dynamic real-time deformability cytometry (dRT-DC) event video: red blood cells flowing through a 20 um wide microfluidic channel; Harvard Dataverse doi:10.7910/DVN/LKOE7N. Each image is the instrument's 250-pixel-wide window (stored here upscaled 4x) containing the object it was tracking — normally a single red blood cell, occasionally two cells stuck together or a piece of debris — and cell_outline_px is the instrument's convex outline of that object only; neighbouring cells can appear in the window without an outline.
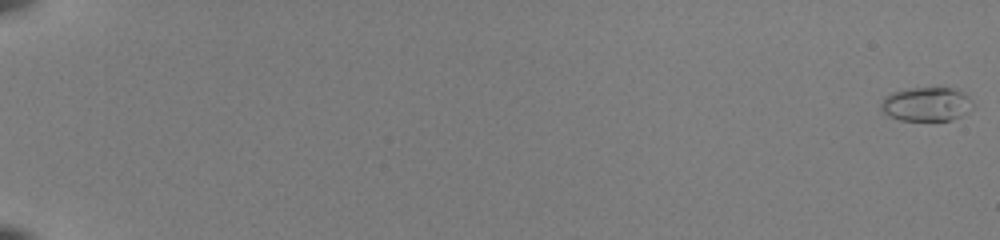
{"species": "common noctule bat (a hibernating species)", "species_latin": "Nyctalus noctula", "temperature_condition": "room temperature", "stored_images_in_passage": 55, "camera_frame_rate_fps": 3000, "um_per_image_px": 0.085, "animal": {"sex": "female", "body_mass_g": 22.0, "forearm_length_mm": 56.7}, "frame": {"image": 1, "passage_image": 1, "time_ms": 0.0, "image_size_px": [1000, 240], "cell_outline_px": [[976, 104], [968, 112], [952, 120], [900, 120], [888, 116], [880, 108], [880, 104], [884, 96], [892, 92], [908, 88], [956, 88], [964, 92]], "centroid_in_image_um": [78.77, 8.84], "position_along_channel_um": 6.2, "area_um2": 18.5}}
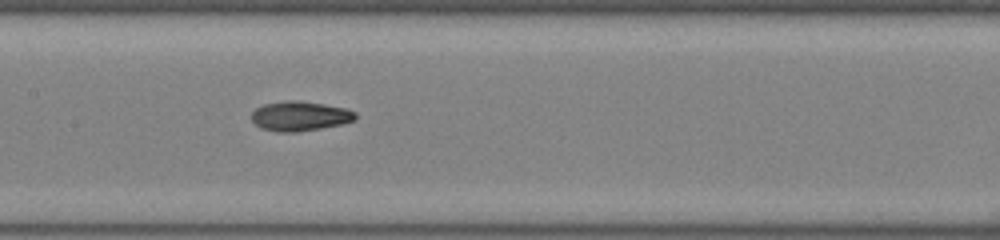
{"frame": {"image": 2, "passage_image": 31, "time_ms": 10.0, "image_size_px": [1000, 240], "cell_outline_px": [[356, 120], [340, 124], [320, 128], [296, 132], [276, 132], [260, 128], [252, 120], [252, 112], [256, 108], [264, 104], [284, 100], [300, 100], [324, 104], [344, 108], [356, 112]], "centroid_in_image_um": [25.47, 9.86], "position_along_channel_um": 181.9, "area_um2": 17.98}}
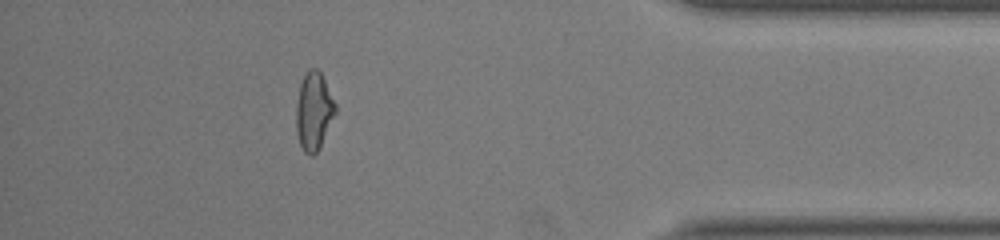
{"frame": {"image": 3, "passage_image": 50, "time_ms": 16.333, "image_size_px": [1000, 240], "cell_outline_px": [[336, 112], [316, 152], [312, 156], [304, 152], [300, 144], [296, 132], [296, 104], [300, 84], [308, 68], [316, 68], [320, 72], [336, 104]], "centroid_in_image_um": [26.65, 9.43], "position_along_channel_um": 408.6, "area_um2": 17.46}, "authors_computed_cell_mechanics": {"area_um2": 17.5134, "velocity_mm_per_s": 4.0169, "shape_relaxation_time_tau1_ms": 6.2451, "shape_relaxation_time_tau2_ms": 1.8977, "deformation_change_tau1": 0.1898, "deformation_change_tau2": 0.0788}}